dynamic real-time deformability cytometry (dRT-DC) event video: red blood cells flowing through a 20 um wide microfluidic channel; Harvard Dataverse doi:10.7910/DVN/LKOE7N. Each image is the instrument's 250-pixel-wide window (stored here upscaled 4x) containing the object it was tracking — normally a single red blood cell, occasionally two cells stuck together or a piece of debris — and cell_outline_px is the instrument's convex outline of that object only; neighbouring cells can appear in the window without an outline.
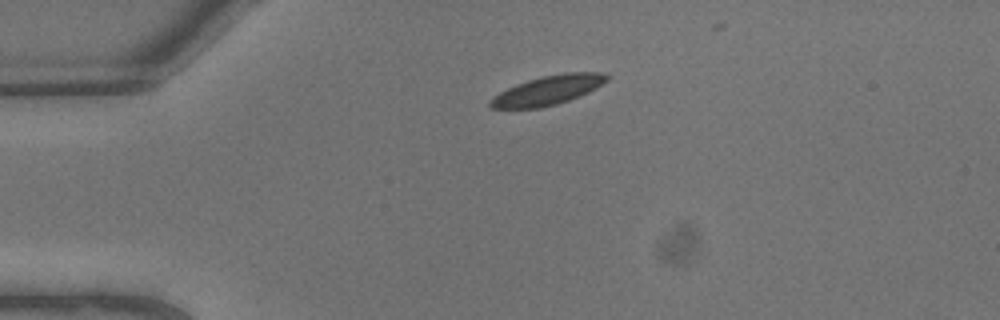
{"species": "common noctule bat (a hibernating species)", "species_latin": "Nyctalus noctula", "temperature_condition": "warm", "stored_images_in_passage": 4, "camera_frame_rate_fps": 3000, "um_per_image_px": 0.085, "animal": {"sex": "male", "body_mass_g": 13.3}, "frame": {"image": 1, "passage_image": 1, "time_ms": 0.0, "image_size_px": [1000, 320], "cell_outline_px": [[608, 80], [596, 88], [580, 96], [556, 104], [540, 108], [492, 108], [488, 104], [488, 100], [500, 92], [516, 84], [540, 76], [564, 72], [604, 72], [608, 76]], "centroid_in_image_um": [46.58, 7.66], "position_along_channel_um": 38.4, "area_um2": 19.88}}
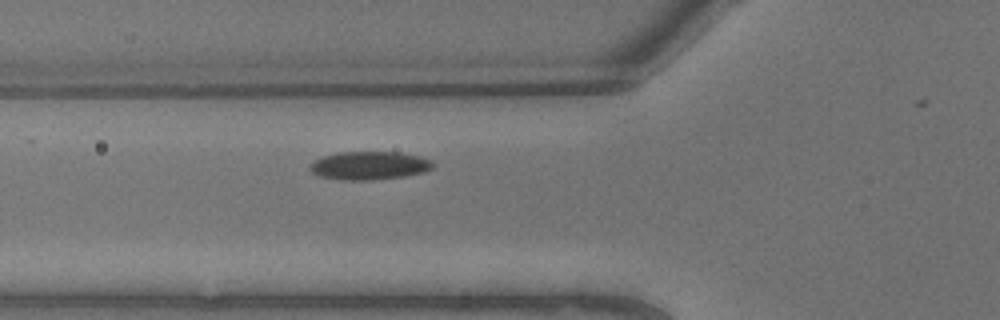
{"frame": {"image": 2, "passage_image": 4, "time_ms": 1.0, "image_size_px": [1000, 320], "cell_outline_px": [[432, 168], [424, 172], [404, 176], [372, 180], [340, 180], [320, 176], [312, 172], [308, 168], [312, 160], [320, 156], [340, 152], [400, 152], [420, 156], [432, 160]], "centroid_in_image_um": [31.35, 14.06], "position_along_channel_um": 94.5, "area_um2": 20.46}}